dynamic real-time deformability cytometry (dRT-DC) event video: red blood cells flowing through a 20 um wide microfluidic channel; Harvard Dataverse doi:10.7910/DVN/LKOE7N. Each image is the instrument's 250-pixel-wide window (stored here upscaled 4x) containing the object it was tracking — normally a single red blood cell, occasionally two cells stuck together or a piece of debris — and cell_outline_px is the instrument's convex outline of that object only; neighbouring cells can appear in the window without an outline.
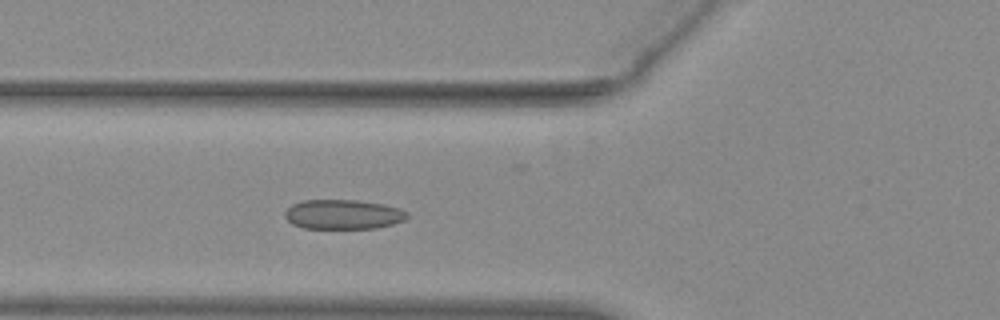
{"species": "common noctule bat (a hibernating species)", "species_latin": "Nyctalus noctula", "temperature_condition": "warm", "stored_images_in_passage": 40, "segment_of_instrument_passage": [1, 2], "camera_frame_rate_fps": 3000, "um_per_image_px": 0.085, "animal": {"sex": "female", "body_mass_g": 29.2, "forearm_length_mm": 56.3}, "frame": {"image": 1, "passage_image": 6, "time_ms": 1.667, "image_size_px": [1000, 320], "cell_outline_px": [[408, 216], [404, 220], [392, 224], [376, 228], [304, 228], [292, 224], [284, 216], [284, 212], [292, 204], [304, 200], [356, 200], [384, 204], [400, 208], [408, 212]], "centroid_in_image_um": [29.17, 18.22], "position_along_channel_um": 96.6, "area_um2": 21.1}}
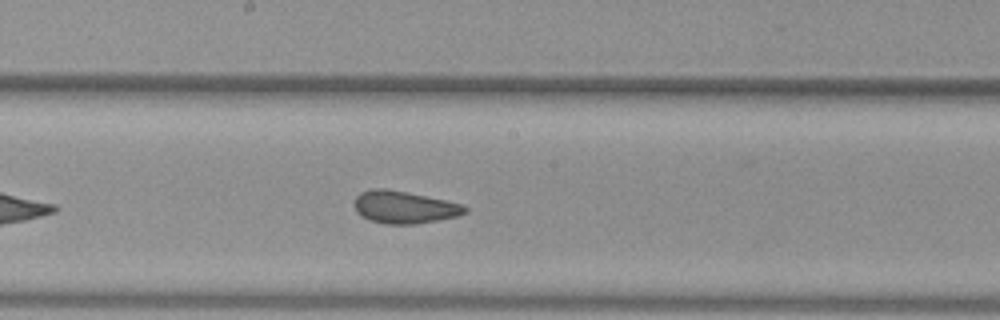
{"frame": {"image": 2, "passage_image": 15, "time_ms": 4.667, "image_size_px": [1000, 320], "cell_outline_px": [[468, 212], [456, 216], [416, 224], [384, 224], [368, 220], [356, 212], [352, 204], [356, 196], [360, 192], [372, 188], [384, 188], [408, 192], [464, 204], [468, 208]], "centroid_in_image_um": [34.32, 17.6], "position_along_channel_um": 213.9, "area_um2": 21.15}}
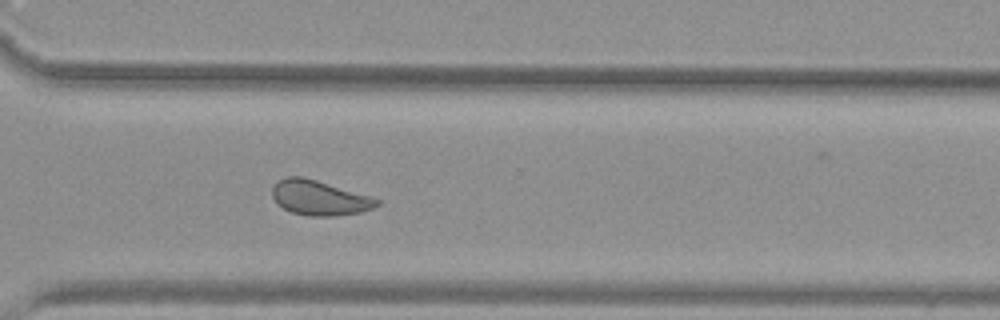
{"frame": {"image": 3, "passage_image": 25, "time_ms": 8.0, "image_size_px": [1000, 320], "cell_outline_px": [[380, 204], [372, 208], [360, 212], [332, 216], [308, 216], [292, 212], [284, 208], [272, 196], [272, 188], [280, 180], [288, 176], [300, 176], [316, 180], [372, 196], [380, 200]], "centroid_in_image_um": [27.18, 16.82], "position_along_channel_um": 343.4, "area_um2": 20.98}}